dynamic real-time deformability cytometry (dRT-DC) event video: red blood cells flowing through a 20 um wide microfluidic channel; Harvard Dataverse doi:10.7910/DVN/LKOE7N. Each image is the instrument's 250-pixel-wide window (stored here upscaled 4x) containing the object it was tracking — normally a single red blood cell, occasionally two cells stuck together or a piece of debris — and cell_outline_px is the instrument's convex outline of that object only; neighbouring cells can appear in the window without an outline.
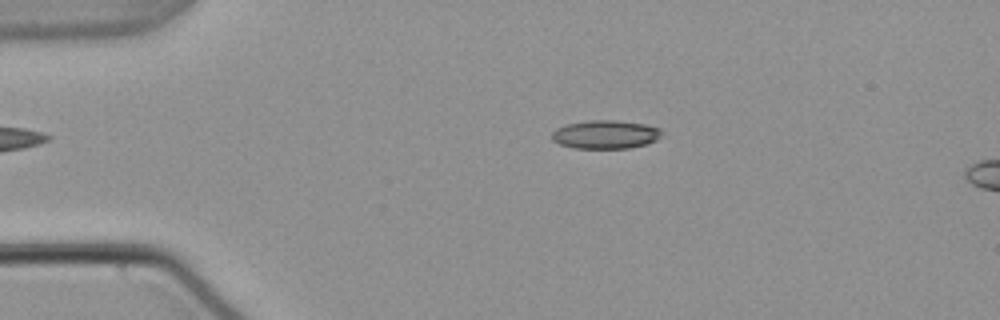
{"species": "common noctule bat (a hibernating species)", "species_latin": "Nyctalus noctula", "temperature_condition": "warm", "stored_images_in_passage": 6, "camera_frame_rate_fps": 3000, "um_per_image_px": 0.085, "animal": {"sex": "male", "body_mass_g": 21.5, "forearm_length_mm": 52.0}, "frame": {"image": 1, "passage_image": 1, "time_ms": 0.0, "image_size_px": [1000, 320], "cell_outline_px": [[664, 136], [648, 144], [628, 148], [572, 148], [560, 144], [552, 140], [552, 132], [556, 128], [564, 124], [588, 120], [616, 120], [644, 124], [660, 128]], "centroid_in_image_um": [51.47, 11.42], "position_along_channel_um": 33.5, "area_um2": 18.5}}